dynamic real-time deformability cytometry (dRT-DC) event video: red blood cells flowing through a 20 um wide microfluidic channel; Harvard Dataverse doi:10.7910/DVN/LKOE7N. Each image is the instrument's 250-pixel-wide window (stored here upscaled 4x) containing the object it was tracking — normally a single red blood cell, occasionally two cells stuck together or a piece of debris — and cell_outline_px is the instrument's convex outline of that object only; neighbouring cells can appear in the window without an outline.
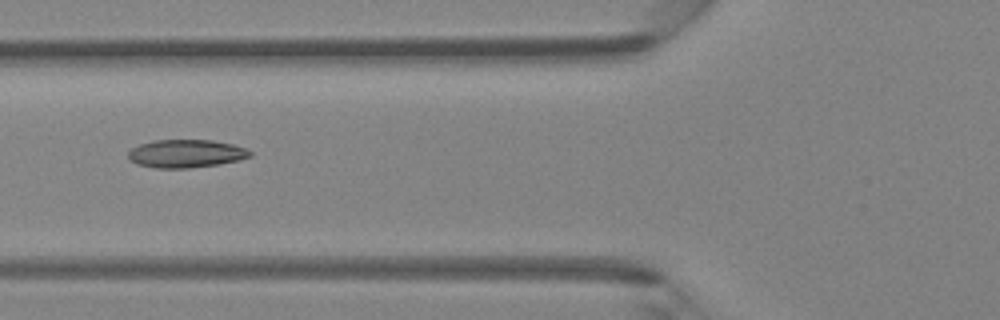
{"species": "Egyptian fruit bat (a non-hibernating species)", "species_latin": "Rousettus aegyptiacus", "temperature_condition": "room temperature", "stored_images_in_passage": 6, "camera_frame_rate_fps": 3000, "um_per_image_px": 0.085, "animal": {"sex": "female"}, "frame": {"image": 1, "passage_image": 5, "time_ms": 4.667, "image_size_px": [1000, 320], "cell_outline_px": [[252, 156], [240, 160], [220, 164], [188, 168], [156, 168], [136, 164], [128, 160], [128, 152], [132, 148], [140, 144], [152, 140], [212, 140], [232, 144], [244, 148], [252, 152]], "centroid_in_image_um": [15.79, 13.06], "position_along_channel_um": 110.0, "area_um2": 20.06}}
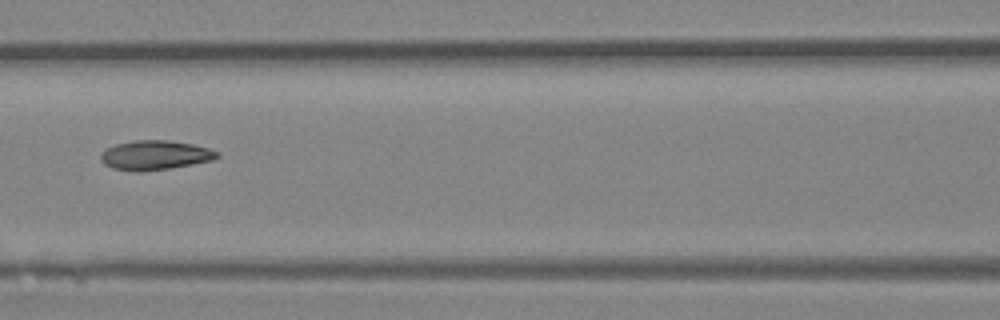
{"frame": {"image": 2, "passage_image": 6, "time_ms": 5.667, "image_size_px": [1000, 320], "cell_outline_px": [[220, 156], [212, 160], [168, 168], [140, 172], [132, 172], [112, 168], [104, 164], [100, 160], [100, 152], [116, 144], [136, 140], [168, 140], [192, 144], [208, 148], [220, 152]], "centroid_in_image_um": [13.14, 13.19], "position_along_channel_um": 153.5, "area_um2": 19.94}}